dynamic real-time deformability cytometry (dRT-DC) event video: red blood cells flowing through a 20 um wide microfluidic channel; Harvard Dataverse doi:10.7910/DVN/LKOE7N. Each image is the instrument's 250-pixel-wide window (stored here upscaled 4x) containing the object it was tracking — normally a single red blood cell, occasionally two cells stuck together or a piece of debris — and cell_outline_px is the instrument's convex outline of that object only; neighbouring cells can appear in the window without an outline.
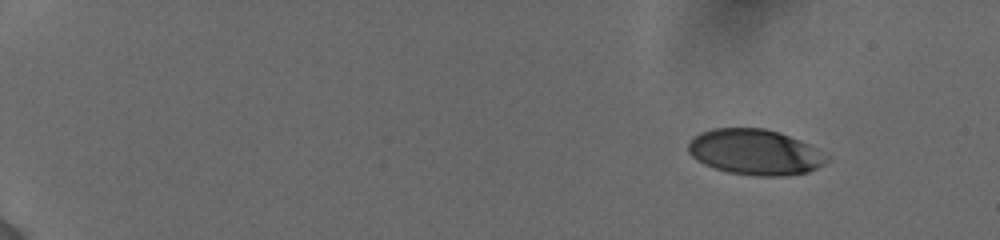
{"species": "human", "species_latin": "Homo sapiens", "temperature_condition": "cold", "stored_images_in_passage": 50, "camera_frame_rate_fps": 3000, "um_per_image_px": 0.085, "donor": {"sex": "female"}, "frame": {"image": 1, "passage_image": 1, "time_ms": 0.0, "image_size_px": [1000, 240], "cell_outline_px": [[828, 160], [816, 168], [808, 172], [780, 176], [760, 176], [728, 172], [704, 164], [696, 160], [688, 152], [688, 144], [692, 136], [700, 132], [712, 128], [764, 128], [780, 132], [800, 140], [808, 144], [828, 156]], "centroid_in_image_um": [64.13, 12.91], "position_along_channel_um": 20.9, "area_um2": 36.7}}
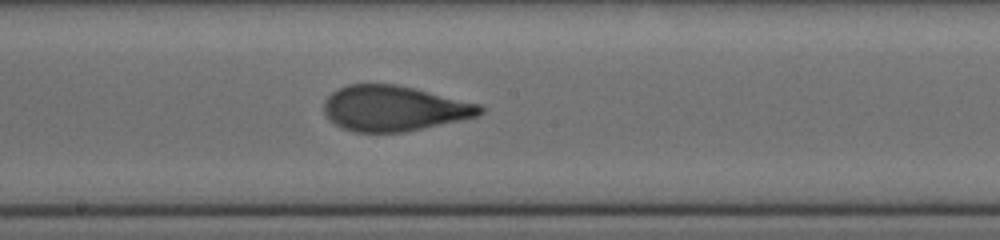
{"frame": {"image": 2, "passage_image": 28, "time_ms": 9.0, "image_size_px": [1000, 240], "cell_outline_px": [[484, 112], [476, 116], [460, 120], [404, 132], [352, 132], [340, 128], [324, 112], [324, 100], [332, 92], [348, 84], [396, 84], [480, 104], [484, 108]], "centroid_in_image_um": [33.47, 9.21], "position_along_channel_um": 214.7, "area_um2": 40.98}}
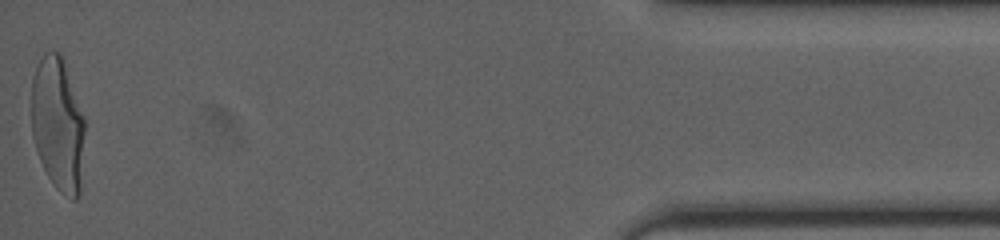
{"frame": {"image": 3, "passage_image": 50, "time_ms": 16.333, "image_size_px": [1000, 240], "cell_outline_px": [[84, 132], [80, 196], [76, 200], [72, 200], [64, 196], [56, 188], [48, 176], [40, 160], [32, 136], [32, 80], [36, 68], [44, 52], [60, 52], [84, 120]], "centroid_in_image_um": [4.91, 10.63], "position_along_channel_um": 430.3, "area_um2": 41.04}, "authors_computed_cell_mechanics": {"area_um2": 40.5756, "velocity_mm_per_s": 3.8723, "shape_relaxation_time_tau1_ms": 4.3016, "shape_relaxation_time_tau2_ms": 0.6922, "deformation_change_tau1": 0.1857, "deformation_change_tau2": 0.0707}}